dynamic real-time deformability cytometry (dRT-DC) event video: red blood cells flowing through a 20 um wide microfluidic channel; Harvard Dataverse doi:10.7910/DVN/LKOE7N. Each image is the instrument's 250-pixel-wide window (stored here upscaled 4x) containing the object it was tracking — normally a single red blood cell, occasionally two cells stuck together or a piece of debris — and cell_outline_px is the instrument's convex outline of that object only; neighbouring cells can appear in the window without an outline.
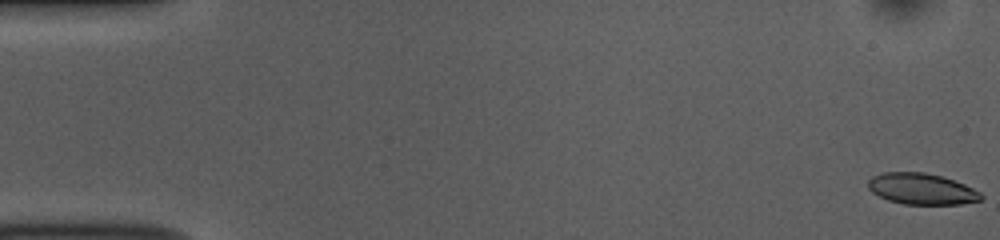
{"species": "common noctule bat (a hibernating species)", "species_latin": "Nyctalus noctula", "temperature_condition": "room temperature", "stored_images_in_passage": 53, "camera_frame_rate_fps": 3000, "um_per_image_px": 0.085, "animal": {"sex": "female", "body_mass_g": 10.0, "forearm_length_mm": 53.1}, "frame": {"image": 1, "passage_image": 1, "time_ms": 0.0, "image_size_px": [1000, 240], "cell_outline_px": [[984, 196], [980, 200], [960, 204], [904, 204], [888, 200], [872, 192], [868, 188], [868, 180], [872, 176], [884, 172], [924, 172], [944, 176], [964, 184], [980, 192]], "centroid_in_image_um": [78.34, 16.05], "position_along_channel_um": 6.7, "area_um2": 20.52}}
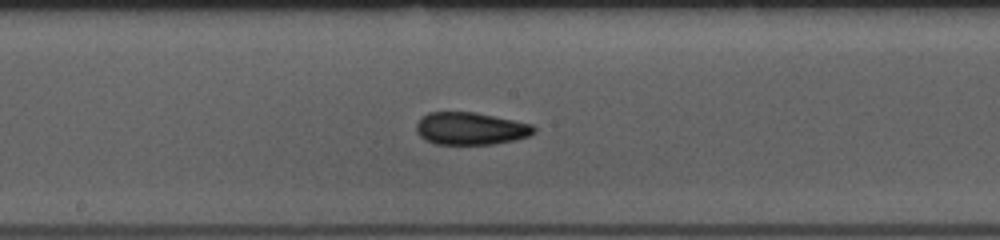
{"frame": {"image": 2, "passage_image": 28, "time_ms": 9.0, "image_size_px": [1000, 240], "cell_outline_px": [[536, 132], [528, 136], [516, 140], [492, 144], [436, 144], [424, 140], [416, 132], [416, 124], [428, 112], [476, 112], [532, 124], [536, 128]], "centroid_in_image_um": [40.01, 10.93], "position_along_channel_um": 208.2, "area_um2": 22.31}}
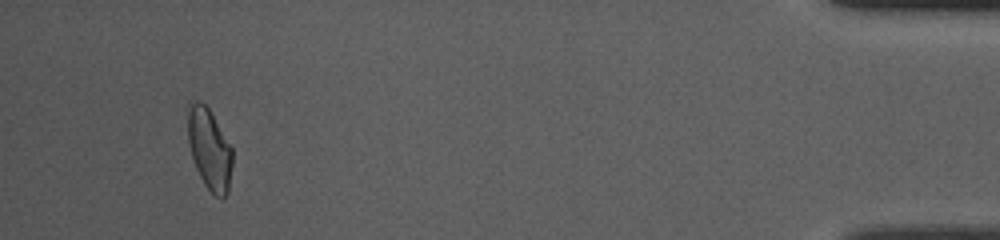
{"frame": {"image": 3, "passage_image": 50, "time_ms": 16.333, "image_size_px": [1000, 240], "cell_outline_px": [[232, 164], [228, 192], [220, 200], [204, 184], [196, 168], [192, 156], [188, 140], [188, 104], [196, 100], [204, 104], [208, 108], [232, 148]], "centroid_in_image_um": [17.8, 12.69], "position_along_channel_um": 417.4, "area_um2": 20.75}, "authors_computed_cell_mechanics": {"area_um2": 21.5016, "velocity_mm_per_s": 3.8126, "shape_relaxation_time_tau1_ms": 4.5573, "shape_relaxation_time_tau2_ms": 1.6132, "deformation_change_tau1": 0.1281, "deformation_change_tau2": 0.0603}}